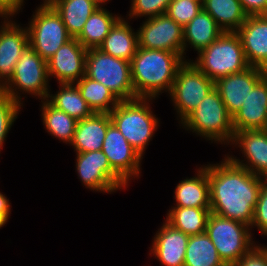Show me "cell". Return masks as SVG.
Listing matches in <instances>:
<instances>
[{
	"instance_id": "7bdbcfd3",
	"label": "cell",
	"mask_w": 267,
	"mask_h": 266,
	"mask_svg": "<svg viewBox=\"0 0 267 266\" xmlns=\"http://www.w3.org/2000/svg\"><path fill=\"white\" fill-rule=\"evenodd\" d=\"M192 1L199 2V3H201L203 5V1L204 0H192Z\"/></svg>"
},
{
	"instance_id": "7402d4cb",
	"label": "cell",
	"mask_w": 267,
	"mask_h": 266,
	"mask_svg": "<svg viewBox=\"0 0 267 266\" xmlns=\"http://www.w3.org/2000/svg\"><path fill=\"white\" fill-rule=\"evenodd\" d=\"M195 175L179 181L174 190L172 207L210 208V186L207 164L196 166Z\"/></svg>"
},
{
	"instance_id": "f35d334b",
	"label": "cell",
	"mask_w": 267,
	"mask_h": 266,
	"mask_svg": "<svg viewBox=\"0 0 267 266\" xmlns=\"http://www.w3.org/2000/svg\"><path fill=\"white\" fill-rule=\"evenodd\" d=\"M244 12L250 15H267V0H240Z\"/></svg>"
},
{
	"instance_id": "6da1fadb",
	"label": "cell",
	"mask_w": 267,
	"mask_h": 266,
	"mask_svg": "<svg viewBox=\"0 0 267 266\" xmlns=\"http://www.w3.org/2000/svg\"><path fill=\"white\" fill-rule=\"evenodd\" d=\"M219 163L207 164L210 211L251 226L262 177L234 164L226 155Z\"/></svg>"
},
{
	"instance_id": "ab89813d",
	"label": "cell",
	"mask_w": 267,
	"mask_h": 266,
	"mask_svg": "<svg viewBox=\"0 0 267 266\" xmlns=\"http://www.w3.org/2000/svg\"><path fill=\"white\" fill-rule=\"evenodd\" d=\"M11 207L9 198L0 191V229L4 227L11 218Z\"/></svg>"
},
{
	"instance_id": "484cf974",
	"label": "cell",
	"mask_w": 267,
	"mask_h": 266,
	"mask_svg": "<svg viewBox=\"0 0 267 266\" xmlns=\"http://www.w3.org/2000/svg\"><path fill=\"white\" fill-rule=\"evenodd\" d=\"M58 89L54 94L51 90L48 93L46 100L52 106L64 111L77 121L83 120L94 113L81 96L75 83L58 84Z\"/></svg>"
},
{
	"instance_id": "ee69618b",
	"label": "cell",
	"mask_w": 267,
	"mask_h": 266,
	"mask_svg": "<svg viewBox=\"0 0 267 266\" xmlns=\"http://www.w3.org/2000/svg\"><path fill=\"white\" fill-rule=\"evenodd\" d=\"M266 251H267V245H264V243H263V245L262 244H260Z\"/></svg>"
},
{
	"instance_id": "277c9868",
	"label": "cell",
	"mask_w": 267,
	"mask_h": 266,
	"mask_svg": "<svg viewBox=\"0 0 267 266\" xmlns=\"http://www.w3.org/2000/svg\"><path fill=\"white\" fill-rule=\"evenodd\" d=\"M211 143L227 147L233 141L232 116L214 88L179 127Z\"/></svg>"
},
{
	"instance_id": "44dd1931",
	"label": "cell",
	"mask_w": 267,
	"mask_h": 266,
	"mask_svg": "<svg viewBox=\"0 0 267 266\" xmlns=\"http://www.w3.org/2000/svg\"><path fill=\"white\" fill-rule=\"evenodd\" d=\"M112 123L109 113H93L78 120L74 137L70 144L75 153L102 150L108 126Z\"/></svg>"
},
{
	"instance_id": "f546056e",
	"label": "cell",
	"mask_w": 267,
	"mask_h": 266,
	"mask_svg": "<svg viewBox=\"0 0 267 266\" xmlns=\"http://www.w3.org/2000/svg\"><path fill=\"white\" fill-rule=\"evenodd\" d=\"M98 8L92 0H59L54 7L68 33L76 38L90 15Z\"/></svg>"
},
{
	"instance_id": "d4e9b609",
	"label": "cell",
	"mask_w": 267,
	"mask_h": 266,
	"mask_svg": "<svg viewBox=\"0 0 267 266\" xmlns=\"http://www.w3.org/2000/svg\"><path fill=\"white\" fill-rule=\"evenodd\" d=\"M121 16L110 12L107 8H96L76 39L86 49L98 48Z\"/></svg>"
},
{
	"instance_id": "8fae6325",
	"label": "cell",
	"mask_w": 267,
	"mask_h": 266,
	"mask_svg": "<svg viewBox=\"0 0 267 266\" xmlns=\"http://www.w3.org/2000/svg\"><path fill=\"white\" fill-rule=\"evenodd\" d=\"M75 154L76 174L86 189L114 194L130 186L111 168L102 150Z\"/></svg>"
},
{
	"instance_id": "4316f807",
	"label": "cell",
	"mask_w": 267,
	"mask_h": 266,
	"mask_svg": "<svg viewBox=\"0 0 267 266\" xmlns=\"http://www.w3.org/2000/svg\"><path fill=\"white\" fill-rule=\"evenodd\" d=\"M202 8L224 32H236L248 16L240 0H204Z\"/></svg>"
},
{
	"instance_id": "e575fe53",
	"label": "cell",
	"mask_w": 267,
	"mask_h": 266,
	"mask_svg": "<svg viewBox=\"0 0 267 266\" xmlns=\"http://www.w3.org/2000/svg\"><path fill=\"white\" fill-rule=\"evenodd\" d=\"M202 9V4L192 0H172L166 14L180 26H186Z\"/></svg>"
},
{
	"instance_id": "83f0119b",
	"label": "cell",
	"mask_w": 267,
	"mask_h": 266,
	"mask_svg": "<svg viewBox=\"0 0 267 266\" xmlns=\"http://www.w3.org/2000/svg\"><path fill=\"white\" fill-rule=\"evenodd\" d=\"M41 120L46 132L60 142L70 146L72 143L77 120L64 111L52 106L46 99L40 102Z\"/></svg>"
},
{
	"instance_id": "603a6c76",
	"label": "cell",
	"mask_w": 267,
	"mask_h": 266,
	"mask_svg": "<svg viewBox=\"0 0 267 266\" xmlns=\"http://www.w3.org/2000/svg\"><path fill=\"white\" fill-rule=\"evenodd\" d=\"M224 31L218 26L213 17L203 8L199 13L183 27V57L186 59L188 49L197 51L208 47L214 42Z\"/></svg>"
},
{
	"instance_id": "30bf717a",
	"label": "cell",
	"mask_w": 267,
	"mask_h": 266,
	"mask_svg": "<svg viewBox=\"0 0 267 266\" xmlns=\"http://www.w3.org/2000/svg\"><path fill=\"white\" fill-rule=\"evenodd\" d=\"M25 25L29 35V45L46 61L73 38L54 8H36L28 24Z\"/></svg>"
},
{
	"instance_id": "7a4b0ae2",
	"label": "cell",
	"mask_w": 267,
	"mask_h": 266,
	"mask_svg": "<svg viewBox=\"0 0 267 266\" xmlns=\"http://www.w3.org/2000/svg\"><path fill=\"white\" fill-rule=\"evenodd\" d=\"M185 62L181 54L138 47L131 60V80L135 98H160L172 90L178 68Z\"/></svg>"
},
{
	"instance_id": "5b68a950",
	"label": "cell",
	"mask_w": 267,
	"mask_h": 266,
	"mask_svg": "<svg viewBox=\"0 0 267 266\" xmlns=\"http://www.w3.org/2000/svg\"><path fill=\"white\" fill-rule=\"evenodd\" d=\"M195 58L190 61L214 82L250 67L242 48L241 39L236 32H223L208 47L201 50Z\"/></svg>"
},
{
	"instance_id": "d6a6232c",
	"label": "cell",
	"mask_w": 267,
	"mask_h": 266,
	"mask_svg": "<svg viewBox=\"0 0 267 266\" xmlns=\"http://www.w3.org/2000/svg\"><path fill=\"white\" fill-rule=\"evenodd\" d=\"M22 107L20 103L0 91V154Z\"/></svg>"
},
{
	"instance_id": "52a82bcc",
	"label": "cell",
	"mask_w": 267,
	"mask_h": 266,
	"mask_svg": "<svg viewBox=\"0 0 267 266\" xmlns=\"http://www.w3.org/2000/svg\"><path fill=\"white\" fill-rule=\"evenodd\" d=\"M85 75L103 84L121 100L135 98L131 62L108 55L98 48L87 49Z\"/></svg>"
},
{
	"instance_id": "1f68e13d",
	"label": "cell",
	"mask_w": 267,
	"mask_h": 266,
	"mask_svg": "<svg viewBox=\"0 0 267 266\" xmlns=\"http://www.w3.org/2000/svg\"><path fill=\"white\" fill-rule=\"evenodd\" d=\"M75 84L81 96L95 113H110L120 102L111 90L86 75Z\"/></svg>"
},
{
	"instance_id": "4fadbf2b",
	"label": "cell",
	"mask_w": 267,
	"mask_h": 266,
	"mask_svg": "<svg viewBox=\"0 0 267 266\" xmlns=\"http://www.w3.org/2000/svg\"><path fill=\"white\" fill-rule=\"evenodd\" d=\"M102 152L111 168L129 185L131 180L140 179L142 157L129 144L117 127L111 123L106 131ZM141 169V170H140Z\"/></svg>"
},
{
	"instance_id": "5bb4252c",
	"label": "cell",
	"mask_w": 267,
	"mask_h": 266,
	"mask_svg": "<svg viewBox=\"0 0 267 266\" xmlns=\"http://www.w3.org/2000/svg\"><path fill=\"white\" fill-rule=\"evenodd\" d=\"M229 146L239 148L241 158H244L242 160L230 152L225 154L234 164L267 179V132L264 129L236 132Z\"/></svg>"
},
{
	"instance_id": "7c38bea8",
	"label": "cell",
	"mask_w": 267,
	"mask_h": 266,
	"mask_svg": "<svg viewBox=\"0 0 267 266\" xmlns=\"http://www.w3.org/2000/svg\"><path fill=\"white\" fill-rule=\"evenodd\" d=\"M137 29L138 47L174 52L183 56V27L167 14L144 19Z\"/></svg>"
},
{
	"instance_id": "74e56055",
	"label": "cell",
	"mask_w": 267,
	"mask_h": 266,
	"mask_svg": "<svg viewBox=\"0 0 267 266\" xmlns=\"http://www.w3.org/2000/svg\"><path fill=\"white\" fill-rule=\"evenodd\" d=\"M25 3L24 0H0V18H15Z\"/></svg>"
},
{
	"instance_id": "ffe728a7",
	"label": "cell",
	"mask_w": 267,
	"mask_h": 266,
	"mask_svg": "<svg viewBox=\"0 0 267 266\" xmlns=\"http://www.w3.org/2000/svg\"><path fill=\"white\" fill-rule=\"evenodd\" d=\"M234 133L265 129L267 125V77L249 93L241 108L232 117Z\"/></svg>"
},
{
	"instance_id": "d6986e66",
	"label": "cell",
	"mask_w": 267,
	"mask_h": 266,
	"mask_svg": "<svg viewBox=\"0 0 267 266\" xmlns=\"http://www.w3.org/2000/svg\"><path fill=\"white\" fill-rule=\"evenodd\" d=\"M250 66L267 68V15H250L236 31Z\"/></svg>"
},
{
	"instance_id": "9a60e30c",
	"label": "cell",
	"mask_w": 267,
	"mask_h": 266,
	"mask_svg": "<svg viewBox=\"0 0 267 266\" xmlns=\"http://www.w3.org/2000/svg\"><path fill=\"white\" fill-rule=\"evenodd\" d=\"M0 23V90L10 81L16 63L29 45L25 24L13 18H1ZM25 26V27H24Z\"/></svg>"
},
{
	"instance_id": "2e32d148",
	"label": "cell",
	"mask_w": 267,
	"mask_h": 266,
	"mask_svg": "<svg viewBox=\"0 0 267 266\" xmlns=\"http://www.w3.org/2000/svg\"><path fill=\"white\" fill-rule=\"evenodd\" d=\"M87 49L76 38L62 45L47 60L48 76L58 84L76 83L85 75Z\"/></svg>"
},
{
	"instance_id": "8d00e7d4",
	"label": "cell",
	"mask_w": 267,
	"mask_h": 266,
	"mask_svg": "<svg viewBox=\"0 0 267 266\" xmlns=\"http://www.w3.org/2000/svg\"><path fill=\"white\" fill-rule=\"evenodd\" d=\"M258 242L232 266H267V251Z\"/></svg>"
},
{
	"instance_id": "e0dca14e",
	"label": "cell",
	"mask_w": 267,
	"mask_h": 266,
	"mask_svg": "<svg viewBox=\"0 0 267 266\" xmlns=\"http://www.w3.org/2000/svg\"><path fill=\"white\" fill-rule=\"evenodd\" d=\"M265 76V69L250 66L240 73L230 74L214 82V88L232 117L241 108L250 91Z\"/></svg>"
},
{
	"instance_id": "3957f363",
	"label": "cell",
	"mask_w": 267,
	"mask_h": 266,
	"mask_svg": "<svg viewBox=\"0 0 267 266\" xmlns=\"http://www.w3.org/2000/svg\"><path fill=\"white\" fill-rule=\"evenodd\" d=\"M154 100L143 97L121 100L109 113L112 123L142 158L160 126L151 109Z\"/></svg>"
},
{
	"instance_id": "8992f818",
	"label": "cell",
	"mask_w": 267,
	"mask_h": 266,
	"mask_svg": "<svg viewBox=\"0 0 267 266\" xmlns=\"http://www.w3.org/2000/svg\"><path fill=\"white\" fill-rule=\"evenodd\" d=\"M50 86L47 61L28 45L16 63L12 78L0 91L24 106L26 95L41 101L47 99Z\"/></svg>"
},
{
	"instance_id": "836d02e7",
	"label": "cell",
	"mask_w": 267,
	"mask_h": 266,
	"mask_svg": "<svg viewBox=\"0 0 267 266\" xmlns=\"http://www.w3.org/2000/svg\"><path fill=\"white\" fill-rule=\"evenodd\" d=\"M131 5L129 12L127 11L126 18L139 19L143 18L148 19L161 14H166L169 4L172 0H130ZM139 17V18H138Z\"/></svg>"
},
{
	"instance_id": "60d3db41",
	"label": "cell",
	"mask_w": 267,
	"mask_h": 266,
	"mask_svg": "<svg viewBox=\"0 0 267 266\" xmlns=\"http://www.w3.org/2000/svg\"><path fill=\"white\" fill-rule=\"evenodd\" d=\"M59 0H42L40 2L41 4L36 6L35 8H42V9H47V8H54Z\"/></svg>"
},
{
	"instance_id": "ac0fdd59",
	"label": "cell",
	"mask_w": 267,
	"mask_h": 266,
	"mask_svg": "<svg viewBox=\"0 0 267 266\" xmlns=\"http://www.w3.org/2000/svg\"><path fill=\"white\" fill-rule=\"evenodd\" d=\"M163 221L153 236L148 255L154 256L161 266H184L189 235Z\"/></svg>"
},
{
	"instance_id": "d590c367",
	"label": "cell",
	"mask_w": 267,
	"mask_h": 266,
	"mask_svg": "<svg viewBox=\"0 0 267 266\" xmlns=\"http://www.w3.org/2000/svg\"><path fill=\"white\" fill-rule=\"evenodd\" d=\"M253 228L257 229L261 237H267V179L262 182L256 207L254 208L253 220L250 226L252 235Z\"/></svg>"
},
{
	"instance_id": "ba28073f",
	"label": "cell",
	"mask_w": 267,
	"mask_h": 266,
	"mask_svg": "<svg viewBox=\"0 0 267 266\" xmlns=\"http://www.w3.org/2000/svg\"><path fill=\"white\" fill-rule=\"evenodd\" d=\"M206 233L227 266L235 264L257 243L250 226L214 213L208 218Z\"/></svg>"
},
{
	"instance_id": "cb8c5ba5",
	"label": "cell",
	"mask_w": 267,
	"mask_h": 266,
	"mask_svg": "<svg viewBox=\"0 0 267 266\" xmlns=\"http://www.w3.org/2000/svg\"><path fill=\"white\" fill-rule=\"evenodd\" d=\"M134 30L129 19L121 16L98 49L108 55L131 62L138 49V33Z\"/></svg>"
},
{
	"instance_id": "b9f144b4",
	"label": "cell",
	"mask_w": 267,
	"mask_h": 266,
	"mask_svg": "<svg viewBox=\"0 0 267 266\" xmlns=\"http://www.w3.org/2000/svg\"><path fill=\"white\" fill-rule=\"evenodd\" d=\"M98 8H105L106 3L112 0H92Z\"/></svg>"
},
{
	"instance_id": "4dcf8cb0",
	"label": "cell",
	"mask_w": 267,
	"mask_h": 266,
	"mask_svg": "<svg viewBox=\"0 0 267 266\" xmlns=\"http://www.w3.org/2000/svg\"><path fill=\"white\" fill-rule=\"evenodd\" d=\"M184 266H227L206 232L189 236Z\"/></svg>"
},
{
	"instance_id": "9c48e42d",
	"label": "cell",
	"mask_w": 267,
	"mask_h": 266,
	"mask_svg": "<svg viewBox=\"0 0 267 266\" xmlns=\"http://www.w3.org/2000/svg\"><path fill=\"white\" fill-rule=\"evenodd\" d=\"M213 89L214 81L200 71L192 61L185 60L178 68L172 90L168 94L179 125Z\"/></svg>"
},
{
	"instance_id": "f1b7e54d",
	"label": "cell",
	"mask_w": 267,
	"mask_h": 266,
	"mask_svg": "<svg viewBox=\"0 0 267 266\" xmlns=\"http://www.w3.org/2000/svg\"><path fill=\"white\" fill-rule=\"evenodd\" d=\"M164 219L173 228L191 236L206 232L210 208L171 207Z\"/></svg>"
}]
</instances>
